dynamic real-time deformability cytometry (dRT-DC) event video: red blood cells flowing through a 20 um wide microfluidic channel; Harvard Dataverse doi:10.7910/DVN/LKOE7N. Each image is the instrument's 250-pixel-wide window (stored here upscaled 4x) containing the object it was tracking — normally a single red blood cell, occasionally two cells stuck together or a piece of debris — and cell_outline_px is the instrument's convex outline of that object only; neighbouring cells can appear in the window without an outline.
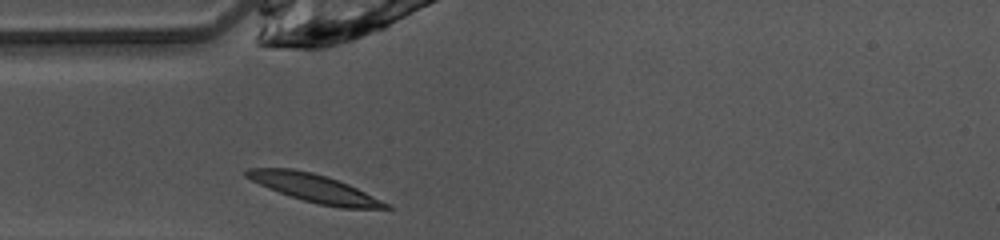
{"species": "common noctule bat (a hibernating species)", "species_latin": "Nyctalus noctula", "temperature_condition": "warm", "stored_images_in_passage": 26, "camera_frame_rate_fps": 3000, "um_per_image_px": 0.085, "animal": {"sex": "female", "body_mass_g": 10.0, "forearm_length_mm": 53.1}, "frame": {"image": 1, "passage_image": 1, "time_ms": 0.0, "image_size_px": [1000, 240], "cell_outline_px": [[392, 208], [340, 208], [320, 204], [304, 200], [268, 188], [244, 176], [244, 172], [248, 168], [292, 168], [312, 172], [348, 184], [388, 204]], "centroid_in_image_um": [26.66, 15.98], "position_along_channel_um": 58.3, "area_um2": 22.08}}
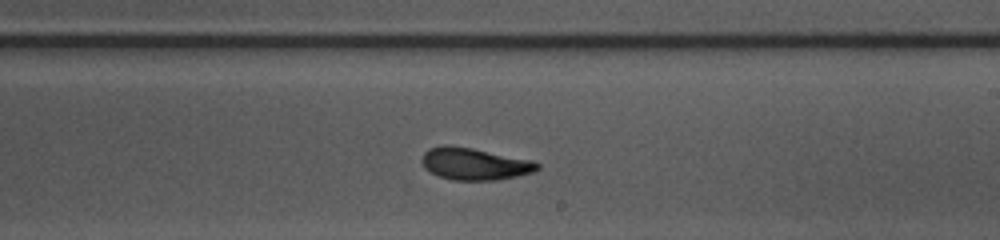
{"frame": {"image": 2, "passage_image": 15, "time_ms": 4.667, "image_size_px": [1000, 240], "cell_outline_px": [[540, 168], [536, 172], [496, 180], [452, 180], [440, 176], [424, 168], [420, 160], [424, 152], [428, 148], [444, 144], [448, 144], [472, 148], [532, 160], [540, 164]], "centroid_in_image_um": [40.33, 13.92], "position_along_channel_um": 248.7, "area_um2": 21.73}}
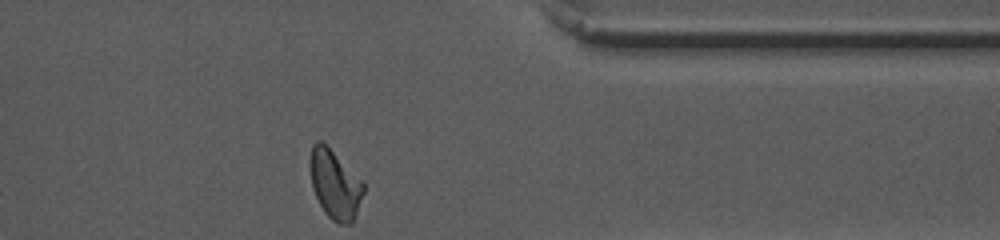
{"frame": {"image": 3, "passage_image": 26, "time_ms": 8.333, "image_size_px": [1000, 240], "cell_outline_px": [[364, 192], [352, 224], [340, 224], [332, 220], [324, 212], [312, 188], [308, 168], [308, 160], [312, 144], [316, 140], [320, 140], [364, 184]], "centroid_in_image_um": [28.41, 15.69], "position_along_channel_um": 383.0, "area_um2": 21.21}, "authors_computed_cell_mechanics": {"area_um2": 21.5305, "velocity_mm_per_s": 4.0802, "shape_relaxation_time_tau1_ms": 3.4847, "shape_relaxation_time_tau2_ms": 2.5509, "deformation_change_tau1": 0.1522, "deformation_change_tau2": 0.0912}}